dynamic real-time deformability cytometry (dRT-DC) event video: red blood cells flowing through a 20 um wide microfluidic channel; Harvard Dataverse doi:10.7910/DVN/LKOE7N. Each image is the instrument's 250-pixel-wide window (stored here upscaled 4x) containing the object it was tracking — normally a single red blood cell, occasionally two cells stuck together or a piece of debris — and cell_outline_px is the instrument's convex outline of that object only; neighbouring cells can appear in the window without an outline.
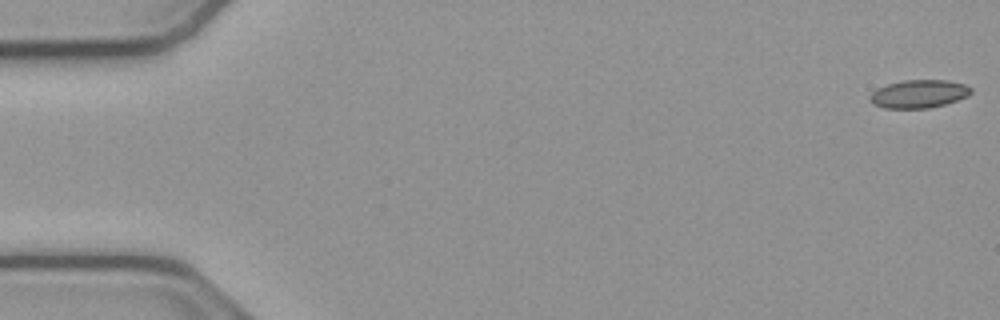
{"species": "common noctule bat (a hibernating species)", "species_latin": "Nyctalus noctula", "temperature_condition": "cold", "stored_images_in_passage": 54, "camera_frame_rate_fps": 3000, "um_per_image_px": 0.085, "animal": {"sex": "male", "body_mass_g": 23.1, "forearm_length_mm": 52.7}, "frame": {"image": 1, "passage_image": 1, "time_ms": 0.0, "image_size_px": [1000, 320], "cell_outline_px": [[972, 92], [968, 96], [944, 104], [928, 108], [884, 108], [872, 104], [868, 96], [876, 88], [888, 84], [904, 80], [948, 80], [964, 84], [972, 88]], "centroid_in_image_um": [78.08, 7.98], "position_along_channel_um": 6.9, "area_um2": 16.59}}
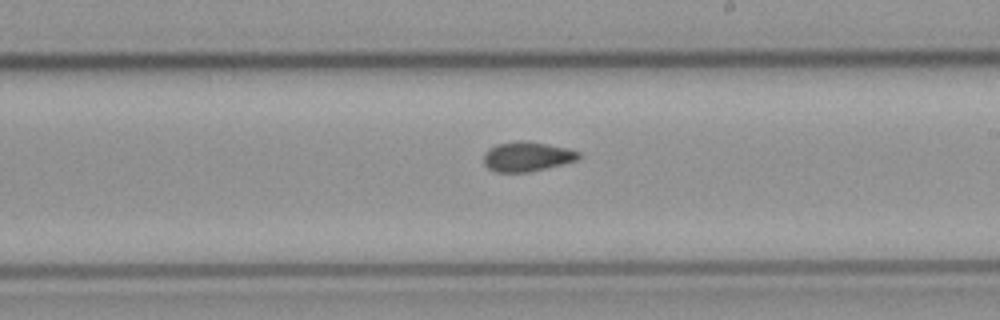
{"frame": {"image": 2, "passage_image": 31, "time_ms": 10.0, "image_size_px": [1000, 320], "cell_outline_px": [[580, 156], [576, 160], [528, 172], [496, 172], [488, 168], [484, 164], [484, 152], [488, 148], [496, 144], [520, 140], [528, 140], [568, 148], [580, 152]], "centroid_in_image_um": [44.75, 13.29], "position_along_channel_um": 244.2, "area_um2": 16.42}}
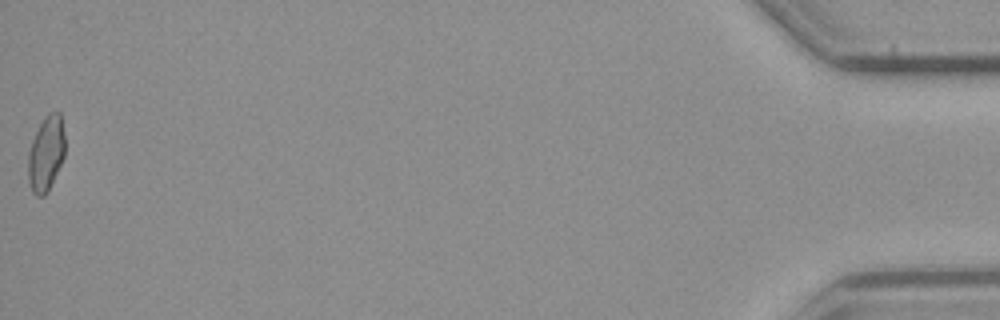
{"frame": {"image": 3, "passage_image": 54, "time_ms": 17.667, "image_size_px": [1000, 320], "cell_outline_px": [[64, 156], [48, 192], [44, 196], [36, 196], [32, 192], [28, 180], [28, 152], [32, 140], [44, 116], [48, 112], [60, 112], [64, 136]], "centroid_in_image_um": [3.9, 13.07], "position_along_channel_um": 431.3, "area_um2": 16.13}, "authors_computed_cell_mechanics": {"area_um2": 16.5886, "velocity_mm_per_s": 3.8227, "shape_relaxation_time_tau1_ms": null, "shape_relaxation_time_tau2_ms": 1.1331, "deformation_change_tau1": null, "deformation_change_tau2": 0.0573}}